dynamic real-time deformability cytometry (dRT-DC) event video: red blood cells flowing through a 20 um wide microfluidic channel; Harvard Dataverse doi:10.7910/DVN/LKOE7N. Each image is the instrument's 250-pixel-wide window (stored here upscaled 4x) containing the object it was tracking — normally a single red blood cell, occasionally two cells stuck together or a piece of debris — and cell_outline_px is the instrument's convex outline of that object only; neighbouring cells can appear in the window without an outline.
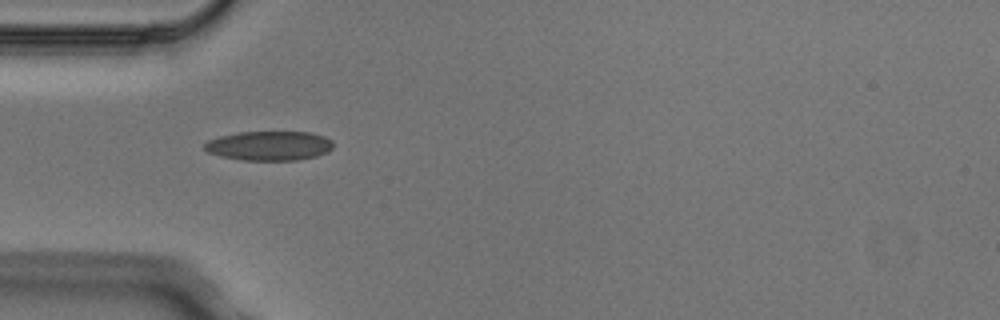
{"species": "Egyptian fruit bat (a non-hibernating species)", "species_latin": "Rousettus aegyptiacus", "temperature_condition": "cold", "stored_images_in_passage": 3, "camera_frame_rate_fps": 3000, "um_per_image_px": 0.085, "animal": {"sex": "male"}, "frame": {"image": 1, "passage_image": 2, "time_ms": 0.333, "image_size_px": [1000, 320], "cell_outline_px": [[332, 148], [328, 152], [316, 156], [296, 160], [244, 160], [220, 156], [208, 152], [204, 148], [204, 144], [208, 140], [220, 136], [240, 132], [308, 132], [324, 136], [332, 140]], "centroid_in_image_um": [22.89, 12.39], "position_along_channel_um": 62.1, "area_um2": 21.96}}
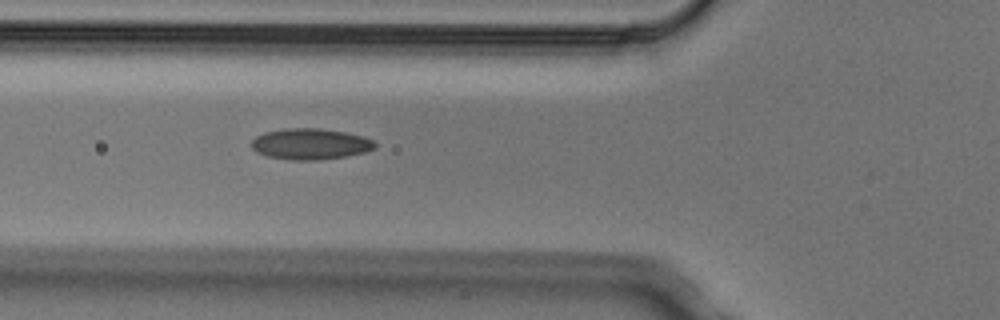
{"frame": {"image": 2, "passage_image": 3, "time_ms": 0.667, "image_size_px": [1000, 320], "cell_outline_px": [[376, 148], [364, 152], [348, 156], [316, 160], [288, 160], [264, 156], [256, 152], [252, 148], [252, 140], [256, 136], [264, 132], [288, 128], [320, 128], [344, 132], [364, 136], [372, 140], [376, 144]], "centroid_in_image_um": [26.36, 12.24], "position_along_channel_um": 99.4, "area_um2": 22.48}}